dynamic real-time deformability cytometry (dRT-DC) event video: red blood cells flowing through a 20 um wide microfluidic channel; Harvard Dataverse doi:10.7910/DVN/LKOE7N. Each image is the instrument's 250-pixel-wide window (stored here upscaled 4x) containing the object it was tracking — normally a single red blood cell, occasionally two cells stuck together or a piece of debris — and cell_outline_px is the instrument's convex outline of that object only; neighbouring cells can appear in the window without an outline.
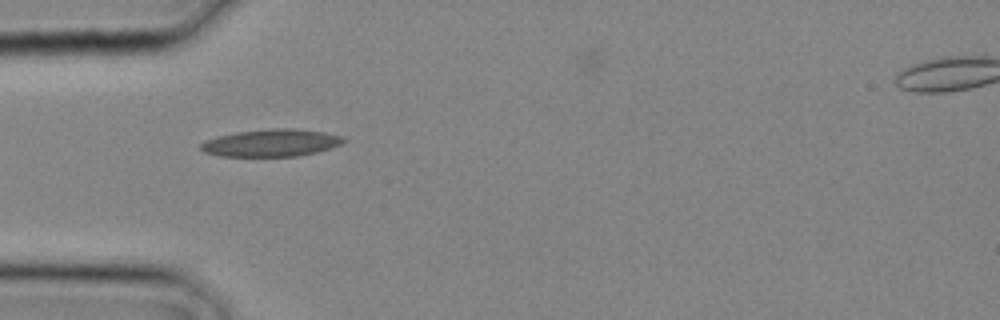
{"species": "common noctule bat (a hibernating species)", "species_latin": "Nyctalus noctula", "temperature_condition": "cold", "stored_images_in_passage": 1, "camera_frame_rate_fps": 3000, "um_per_image_px": 0.085, "animal": {"sex": "male", "body_mass_g": 20.4}, "frame": {"image": 1, "passage_image": 1, "time_ms": 0.0, "image_size_px": [1000, 320], "cell_outline_px": [[344, 140], [340, 144], [332, 148], [316, 152], [296, 156], [220, 156], [204, 152], [200, 148], [200, 144], [204, 140], [216, 136], [236, 132], [276, 128], [292, 128], [324, 132], [340, 136]], "centroid_in_image_um": [23.0, 12.14], "position_along_channel_um": 62.0, "area_um2": 22.6}}